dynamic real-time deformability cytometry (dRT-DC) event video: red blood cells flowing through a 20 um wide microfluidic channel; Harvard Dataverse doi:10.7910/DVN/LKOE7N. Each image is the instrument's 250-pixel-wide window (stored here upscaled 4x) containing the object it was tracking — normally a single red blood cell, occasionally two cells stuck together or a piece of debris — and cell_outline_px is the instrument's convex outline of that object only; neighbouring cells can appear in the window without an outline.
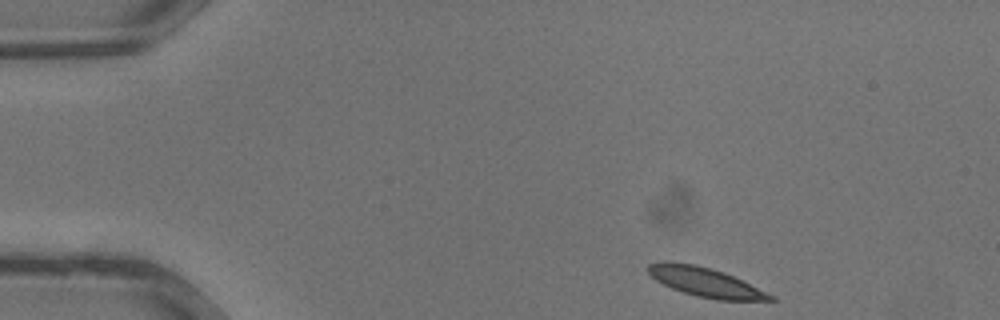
{"species": "common noctule bat (a hibernating species)", "species_latin": "Nyctalus noctula", "temperature_condition": "warm", "stored_images_in_passage": 31, "camera_frame_rate_fps": 3000, "um_per_image_px": 0.085, "animal": {"sex": "male", "body_mass_g": 13.3}, "frame": {"image": 1, "passage_image": 1, "time_ms": 0.0, "image_size_px": [1000, 320], "cell_outline_px": [[776, 300], [716, 300], [696, 296], [672, 288], [656, 280], [644, 268], [648, 264], [696, 264], [724, 272], [776, 296]], "centroid_in_image_um": [60.03, 24.02], "position_along_channel_um": 25.0, "area_um2": 20.17}}
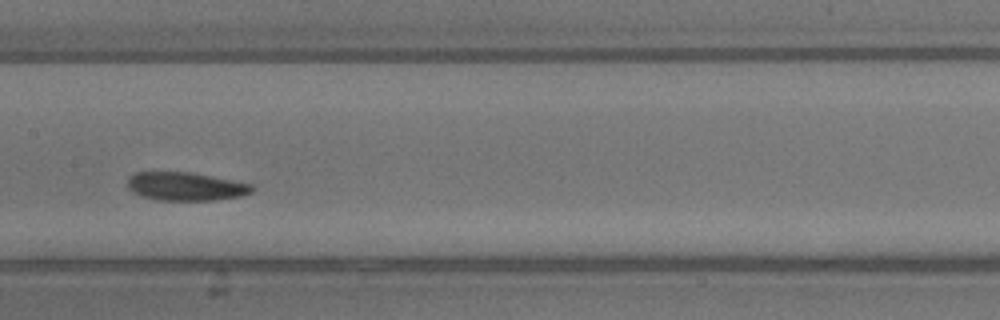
{"frame": {"image": 2, "passage_image": 14, "time_ms": 4.333, "image_size_px": [1000, 320], "cell_outline_px": [[256, 188], [252, 192], [240, 196], [216, 200], [156, 200], [144, 196], [128, 188], [128, 180], [136, 172], [188, 172], [252, 184]], "centroid_in_image_um": [15.82, 15.85], "position_along_channel_um": 191.6, "area_um2": 20.23}}
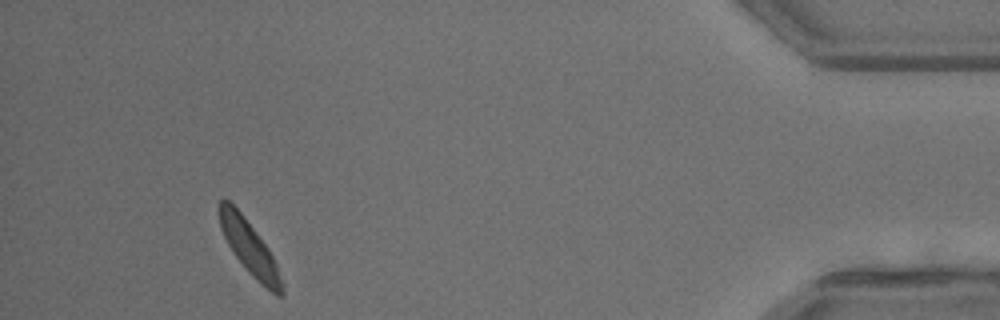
{"frame": {"image": 3, "passage_image": 29, "time_ms": 9.333, "image_size_px": [1000, 320], "cell_outline_px": [[284, 296], [276, 296], [252, 276], [244, 268], [228, 244], [220, 228], [220, 200], [224, 196], [240, 212], [268, 248], [276, 264], [284, 284]], "centroid_in_image_um": [21.23, 21.11], "position_along_channel_um": 414.0, "area_um2": 19.19}}